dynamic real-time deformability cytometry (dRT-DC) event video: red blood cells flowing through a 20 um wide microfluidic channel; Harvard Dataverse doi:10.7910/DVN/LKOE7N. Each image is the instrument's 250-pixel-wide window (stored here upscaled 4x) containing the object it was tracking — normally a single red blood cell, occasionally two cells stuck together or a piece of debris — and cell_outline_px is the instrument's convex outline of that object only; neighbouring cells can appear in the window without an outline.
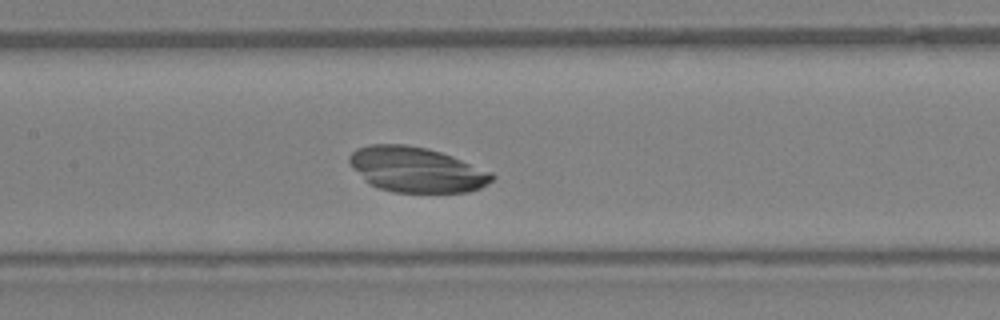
{"species": "Egyptian fruit bat (a non-hibernating species)", "species_latin": "Rousettus aegyptiacus", "temperature_condition": "warm", "stored_images_in_passage": 32, "camera_frame_rate_fps": 3000, "um_per_image_px": 0.085, "animal": {"sex": "female"}, "frame": {"image": 1, "passage_image": 11, "time_ms": 3.333, "image_size_px": [1000, 320], "cell_outline_px": [[496, 176], [488, 184], [480, 188], [468, 192], [392, 192], [380, 188], [364, 180], [352, 168], [348, 160], [348, 156], [356, 148], [372, 144], [404, 144], [424, 148], [440, 152], [452, 156], [492, 172]], "centroid_in_image_um": [35.38, 14.42], "position_along_channel_um": 172.0, "area_um2": 37.45}}